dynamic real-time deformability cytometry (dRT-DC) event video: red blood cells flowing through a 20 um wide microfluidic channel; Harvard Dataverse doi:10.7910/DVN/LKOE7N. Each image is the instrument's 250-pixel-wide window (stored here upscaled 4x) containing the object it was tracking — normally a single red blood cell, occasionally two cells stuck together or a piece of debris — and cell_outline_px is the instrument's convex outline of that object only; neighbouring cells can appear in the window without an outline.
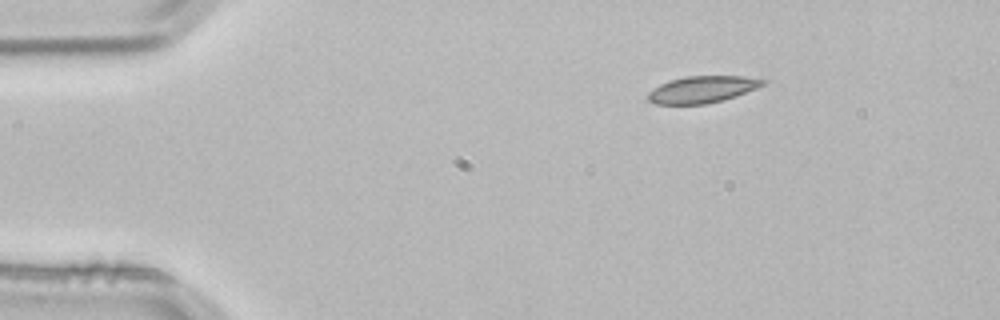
{"species": "common noctule bat (a hibernating species)", "species_latin": "Nyctalus noctula", "temperature_condition": "room temperature", "stored_images_in_passage": 2, "camera_frame_rate_fps": 3000, "um_per_image_px": 0.085, "animal": {"sex": "male", "body_mass_g": 21.5, "forearm_length_mm": 52.0}, "frame": {"image": 1, "passage_image": 1, "time_ms": 0.0, "image_size_px": [1000, 320], "cell_outline_px": [[768, 80], [764, 84], [756, 88], [736, 96], [704, 104], [656, 104], [648, 100], [648, 92], [652, 88], [668, 80], [688, 76], [744, 76]], "centroid_in_image_um": [59.67, 7.59], "position_along_channel_um": 25.3, "area_um2": 17.86}}